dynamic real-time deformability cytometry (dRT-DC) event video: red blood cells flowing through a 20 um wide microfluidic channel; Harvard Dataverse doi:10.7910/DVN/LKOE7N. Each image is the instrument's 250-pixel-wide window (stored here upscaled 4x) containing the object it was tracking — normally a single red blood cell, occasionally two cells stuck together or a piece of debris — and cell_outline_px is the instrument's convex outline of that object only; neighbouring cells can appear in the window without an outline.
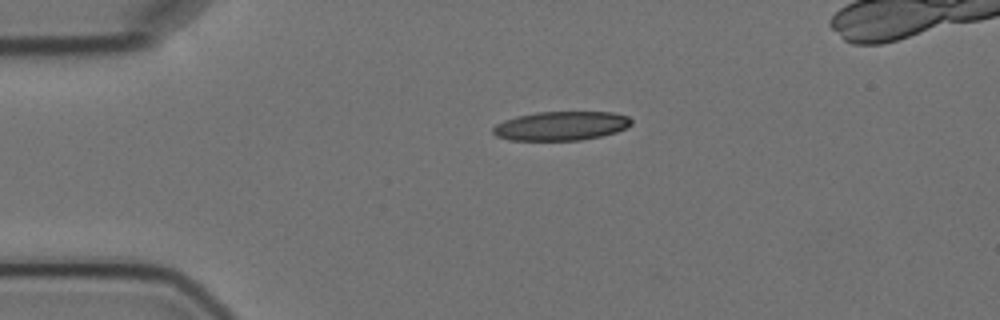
{"species": "Egyptian fruit bat (a non-hibernating species)", "species_latin": "Rousettus aegyptiacus", "temperature_condition": "cold", "stored_images_in_passage": 3, "camera_frame_rate_fps": 3000, "um_per_image_px": 0.085, "animal": {"sex": "female"}, "frame": {"image": 1, "passage_image": 1, "time_ms": 0.0, "image_size_px": [1000, 320], "cell_outline_px": [[632, 124], [616, 132], [600, 136], [580, 140], [508, 140], [496, 136], [492, 132], [492, 128], [496, 124], [504, 120], [516, 116], [536, 112], [612, 112], [628, 116], [632, 120]], "centroid_in_image_um": [47.66, 10.7], "position_along_channel_um": 37.3, "area_um2": 23.41}}